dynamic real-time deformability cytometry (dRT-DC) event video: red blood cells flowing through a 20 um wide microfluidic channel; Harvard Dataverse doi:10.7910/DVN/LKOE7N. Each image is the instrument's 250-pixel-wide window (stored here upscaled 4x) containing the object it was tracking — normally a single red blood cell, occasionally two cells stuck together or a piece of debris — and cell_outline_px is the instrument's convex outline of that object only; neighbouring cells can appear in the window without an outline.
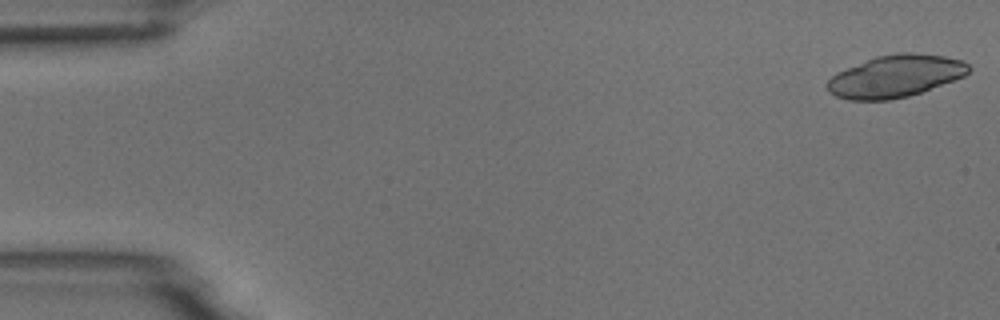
{"species": "common noctule bat (a hibernating species)", "species_latin": "Nyctalus noctula", "temperature_condition": "room temperature", "stored_images_in_passage": 5, "camera_frame_rate_fps": 3000, "um_per_image_px": 0.085, "animal": {"sex": "male", "body_mass_g": 18.8}, "frame": {"image": 1, "passage_image": 1, "time_ms": 0.0, "image_size_px": [1000, 320], "cell_outline_px": [[972, 68], [964, 76], [920, 92], [908, 96], [888, 100], [848, 100], [836, 96], [828, 92], [824, 84], [836, 72], [876, 56], [896, 52], [912, 52], [944, 56], [960, 60], [968, 64]], "centroid_in_image_um": [76.06, 6.47], "position_along_channel_um": 8.9, "area_um2": 34.8}}